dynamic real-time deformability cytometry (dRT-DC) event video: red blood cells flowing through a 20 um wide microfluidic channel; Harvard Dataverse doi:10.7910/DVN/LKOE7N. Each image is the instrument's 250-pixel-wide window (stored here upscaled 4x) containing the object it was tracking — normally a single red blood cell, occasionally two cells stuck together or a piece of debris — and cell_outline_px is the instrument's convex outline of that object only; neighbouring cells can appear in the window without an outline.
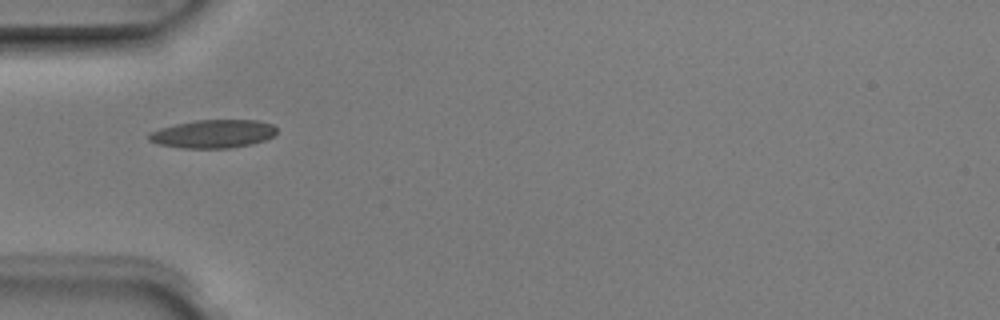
{"species": "Egyptian fruit bat (a non-hibernating species)", "species_latin": "Rousettus aegyptiacus", "temperature_condition": "room temperature", "stored_images_in_passage": 4, "camera_frame_rate_fps": 3000, "um_per_image_px": 0.085, "animal": {"sex": "male"}, "frame": {"image": 1, "passage_image": 1, "time_ms": 0.0, "image_size_px": [1000, 320], "cell_outline_px": [[276, 136], [252, 144], [228, 148], [180, 148], [160, 144], [148, 140], [148, 132], [160, 128], [176, 124], [196, 120], [256, 120], [272, 124], [276, 128]], "centroid_in_image_um": [18.12, 11.38], "position_along_channel_um": 66.9, "area_um2": 21.1}}
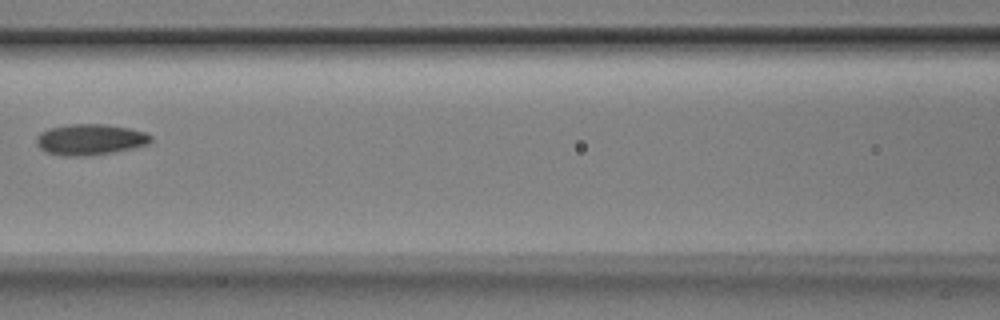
{"frame": {"image": 2, "passage_image": 3, "time_ms": 0.667, "image_size_px": [1000, 320], "cell_outline_px": [[152, 140], [148, 144], [132, 148], [112, 152], [84, 156], [64, 156], [48, 152], [40, 148], [36, 144], [36, 136], [40, 132], [48, 128], [68, 124], [104, 124], [128, 128], [144, 132], [152, 136]], "centroid_in_image_um": [7.63, 11.85], "position_along_channel_um": 159.0, "area_um2": 20.58}}
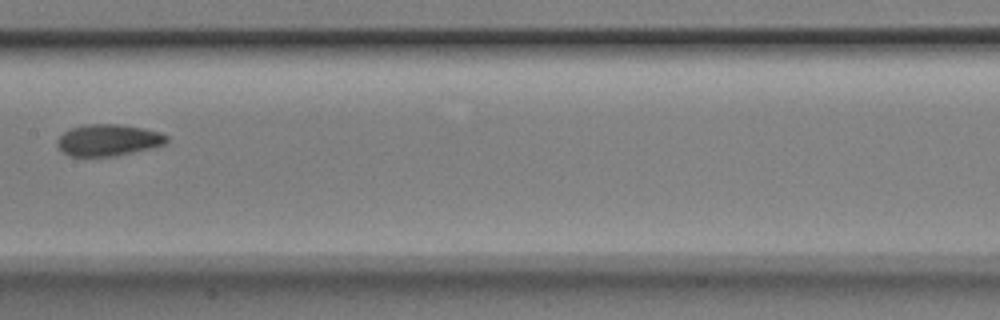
{"frame": {"image": 3, "passage_image": 4, "time_ms": 1.0, "image_size_px": [1000, 320], "cell_outline_px": [[168, 140], [164, 144], [152, 148], [116, 156], [68, 156], [56, 144], [56, 140], [64, 132], [72, 128], [84, 124], [120, 124], [144, 128], [160, 132], [168, 136]], "centroid_in_image_um": [9.21, 11.9], "position_along_channel_um": 198.2, "area_um2": 20.23}}